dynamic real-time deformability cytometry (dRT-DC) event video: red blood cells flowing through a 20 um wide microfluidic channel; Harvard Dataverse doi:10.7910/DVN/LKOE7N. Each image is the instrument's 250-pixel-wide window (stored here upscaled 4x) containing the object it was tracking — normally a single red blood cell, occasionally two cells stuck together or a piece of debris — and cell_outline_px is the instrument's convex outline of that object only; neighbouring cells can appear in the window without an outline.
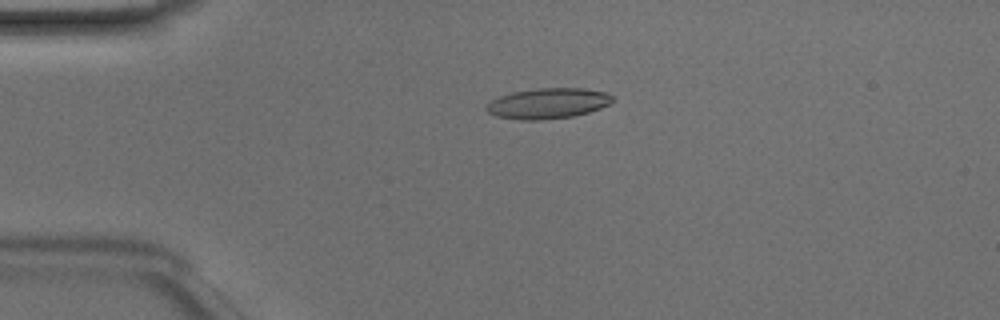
{"species": "Egyptian fruit bat (a non-hibernating species)", "species_latin": "Rousettus aegyptiacus", "temperature_condition": "room temperature", "stored_images_in_passage": 40, "camera_frame_rate_fps": 3000, "um_per_image_px": 0.085, "animal": {"sex": "male"}, "frame": {"image": 1, "passage_image": 3, "time_ms": 0.667, "image_size_px": [1000, 320], "cell_outline_px": [[616, 100], [600, 108], [588, 112], [572, 116], [544, 120], [520, 120], [496, 116], [488, 112], [484, 108], [492, 100], [500, 96], [512, 92], [536, 88], [584, 88], [608, 92]], "centroid_in_image_um": [46.59, 8.78], "position_along_channel_um": 38.4, "area_um2": 22.54}}
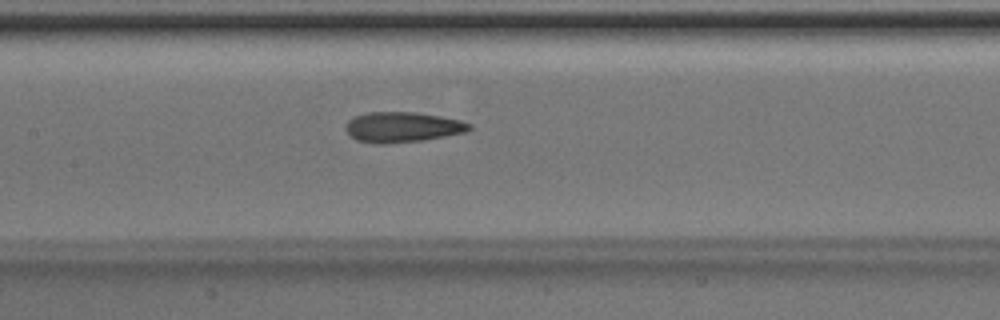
{"frame": {"image": 2, "passage_image": 15, "time_ms": 4.667, "image_size_px": [1000, 320], "cell_outline_px": [[472, 128], [464, 132], [444, 136], [420, 140], [384, 144], [372, 144], [356, 140], [348, 136], [344, 128], [344, 124], [352, 116], [368, 112], [416, 112], [460, 120], [472, 124]], "centroid_in_image_um": [34.11, 10.8], "position_along_channel_um": 173.3, "area_um2": 22.02}}
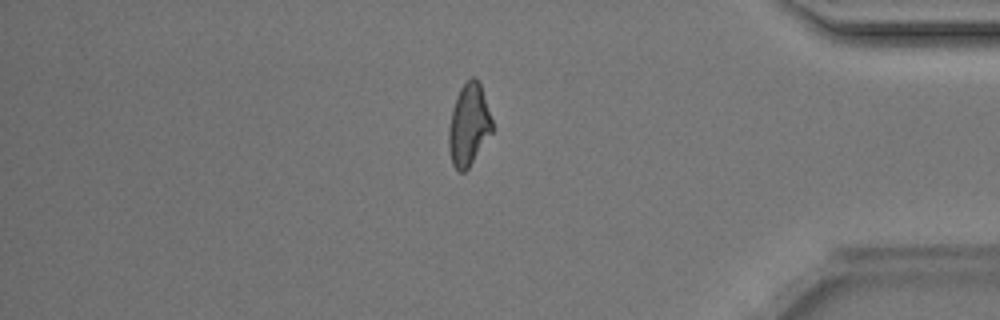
{"frame": {"image": 3, "passage_image": 33, "time_ms": 10.667, "image_size_px": [1000, 320], "cell_outline_px": [[492, 132], [468, 168], [464, 172], [460, 172], [452, 164], [448, 148], [448, 128], [452, 108], [456, 96], [460, 88], [472, 76], [476, 76], [480, 84], [492, 120]], "centroid_in_image_um": [39.82, 10.61], "position_along_channel_um": 395.4, "area_um2": 20.63}, "authors_computed_cell_mechanics": {"area_um2": 21.5016, "velocity_mm_per_s": 4.1899, "shape_relaxation_time_tau1_ms": 6.6659, "shape_relaxation_time_tau2_ms": 2.1539, "deformation_change_tau1": 0.1995, "deformation_change_tau2": 0.1032}}